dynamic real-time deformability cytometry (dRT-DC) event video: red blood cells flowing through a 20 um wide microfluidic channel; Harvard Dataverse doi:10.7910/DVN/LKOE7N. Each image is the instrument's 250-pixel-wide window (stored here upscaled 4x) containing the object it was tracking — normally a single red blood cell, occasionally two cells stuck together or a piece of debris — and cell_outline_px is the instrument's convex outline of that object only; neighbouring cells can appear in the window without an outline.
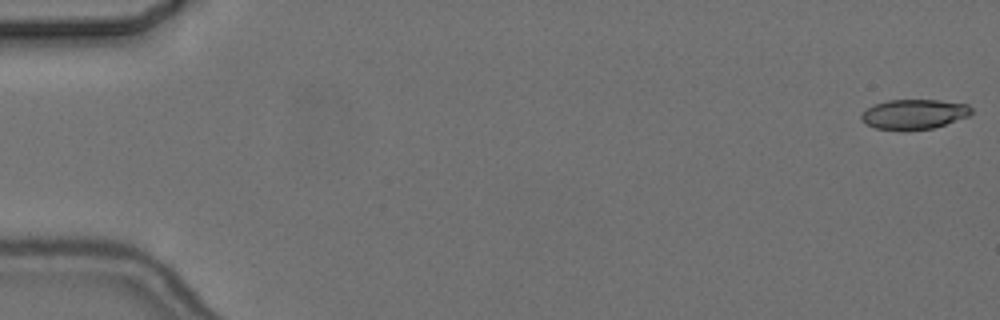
{"species": "common noctule bat (a hibernating species)", "species_latin": "Nyctalus noctula", "temperature_condition": "cold", "stored_images_in_passage": 8, "camera_frame_rate_fps": 3000, "um_per_image_px": 0.085, "animal": {"sex": "female", "body_mass_g": 24.6, "forearm_length_mm": 56.2}, "frame": {"image": 1, "passage_image": 1, "time_ms": 0.0, "image_size_px": [1000, 320], "cell_outline_px": [[972, 112], [968, 116], [932, 128], [904, 132], [900, 132], [876, 128], [860, 120], [860, 116], [872, 104], [888, 100], [936, 100], [968, 104], [972, 108]], "centroid_in_image_um": [77.65, 9.72], "position_along_channel_um": 7.3, "area_um2": 19.36}}
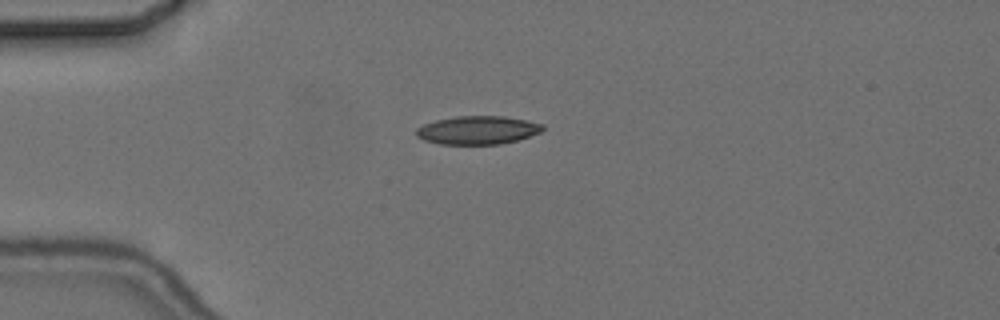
{"frame": {"image": 2, "passage_image": 5, "time_ms": 4.667, "image_size_px": [1000, 320], "cell_outline_px": [[544, 128], [540, 132], [516, 140], [500, 144], [440, 144], [424, 140], [416, 136], [416, 128], [424, 124], [436, 120], [456, 116], [504, 116], [544, 124]], "centroid_in_image_um": [40.57, 11.06], "position_along_channel_um": 44.4, "area_um2": 20.75}}
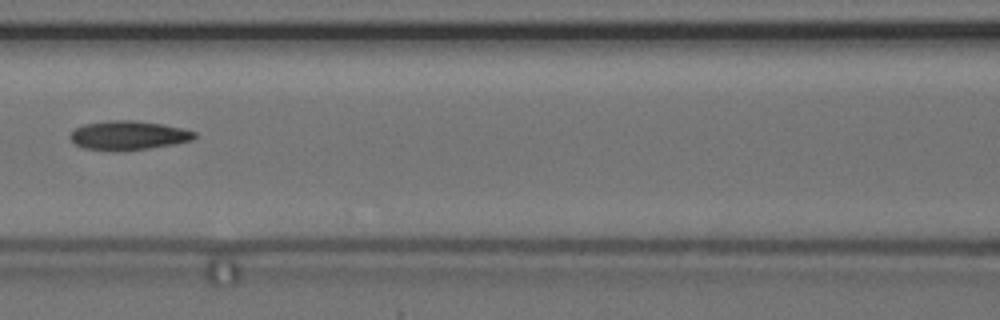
{"frame": {"image": 3, "passage_image": 8, "time_ms": 8.333, "image_size_px": [1000, 320], "cell_outline_px": [[196, 136], [192, 140], [176, 144], [148, 148], [112, 152], [84, 148], [76, 144], [72, 140], [72, 132], [76, 128], [84, 124], [112, 120], [132, 120], [160, 124], [180, 128], [196, 132]], "centroid_in_image_um": [10.92, 11.52], "position_along_channel_um": 155.7, "area_um2": 20.87}}